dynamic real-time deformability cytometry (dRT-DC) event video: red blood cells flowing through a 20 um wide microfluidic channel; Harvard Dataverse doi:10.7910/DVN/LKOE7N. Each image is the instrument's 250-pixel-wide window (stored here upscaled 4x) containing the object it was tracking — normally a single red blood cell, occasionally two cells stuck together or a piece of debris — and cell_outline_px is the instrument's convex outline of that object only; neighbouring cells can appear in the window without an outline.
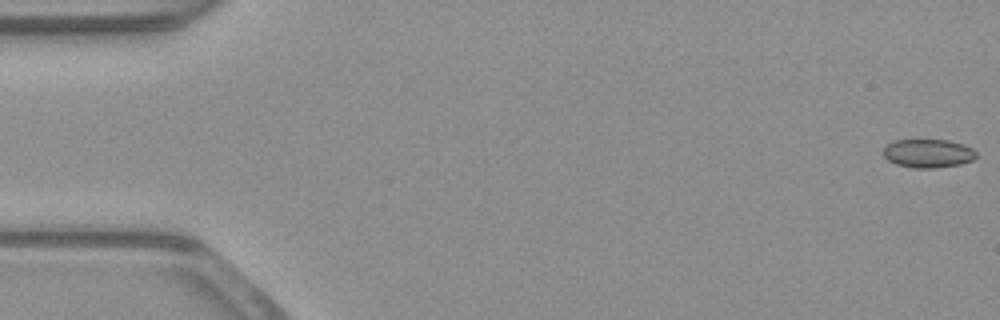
{"species": "common noctule bat (a hibernating species)", "species_latin": "Nyctalus noctula", "temperature_condition": "warm", "stored_images_in_passage": 53, "camera_frame_rate_fps": 3000, "um_per_image_px": 0.085, "animal": {"sex": "male", "body_mass_g": 23.1, "forearm_length_mm": 52.7}, "frame": {"image": 1, "passage_image": 1, "time_ms": 0.0, "image_size_px": [1000, 320], "cell_outline_px": [[976, 160], [960, 164], [936, 168], [912, 168], [896, 164], [888, 160], [884, 156], [884, 148], [888, 144], [896, 140], [948, 140], [964, 144], [972, 148], [976, 152]], "centroid_in_image_um": [78.93, 13.04], "position_along_channel_um": 6.1, "area_um2": 15.55}}
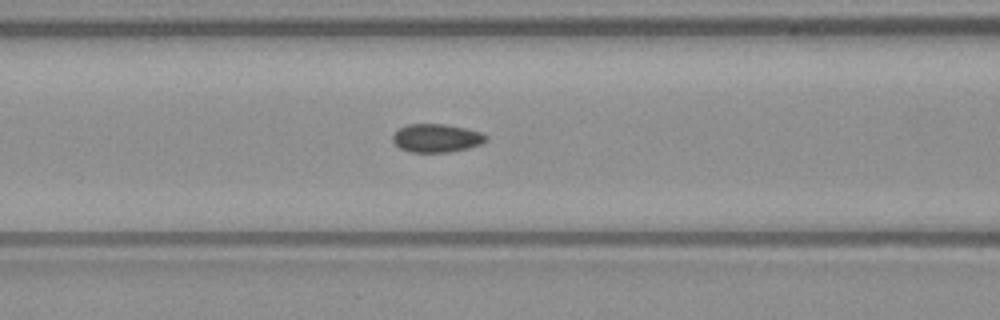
{"frame": {"image": 2, "passage_image": 22, "time_ms": 7.0, "image_size_px": [1000, 320], "cell_outline_px": [[488, 140], [480, 144], [468, 148], [448, 152], [412, 152], [400, 148], [392, 140], [392, 136], [400, 128], [408, 124], [444, 124], [464, 128], [480, 132], [488, 136]], "centroid_in_image_um": [37.11, 11.74], "position_along_channel_um": 129.5, "area_um2": 15.26}}
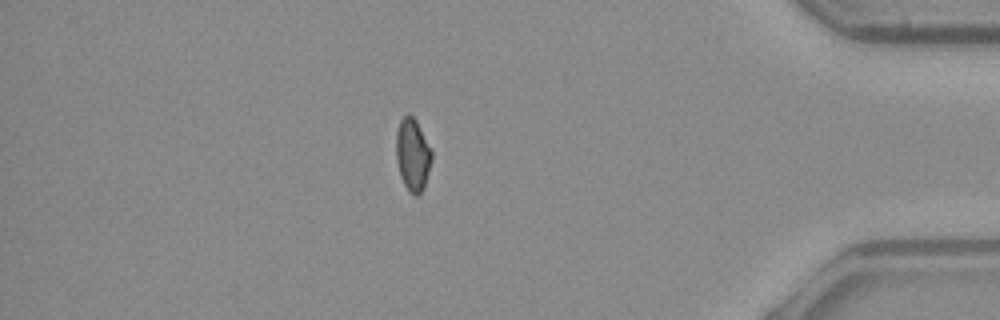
{"frame": {"image": 3, "passage_image": 46, "time_ms": 15.0, "image_size_px": [1000, 320], "cell_outline_px": [[432, 156], [424, 188], [416, 196], [412, 196], [408, 192], [400, 176], [396, 160], [396, 132], [400, 120], [408, 112], [416, 120], [432, 148]], "centroid_in_image_um": [35.07, 13.15], "position_along_channel_um": 400.1, "area_um2": 15.26}, "authors_computed_cell_mechanics": {"area_um2": 15.4326, "velocity_mm_per_s": 3.9214, "shape_relaxation_time_tau1_ms": null, "shape_relaxation_time_tau2_ms": 5.6313, "deformation_change_tau1": null, "deformation_change_tau2": 0.0821}}